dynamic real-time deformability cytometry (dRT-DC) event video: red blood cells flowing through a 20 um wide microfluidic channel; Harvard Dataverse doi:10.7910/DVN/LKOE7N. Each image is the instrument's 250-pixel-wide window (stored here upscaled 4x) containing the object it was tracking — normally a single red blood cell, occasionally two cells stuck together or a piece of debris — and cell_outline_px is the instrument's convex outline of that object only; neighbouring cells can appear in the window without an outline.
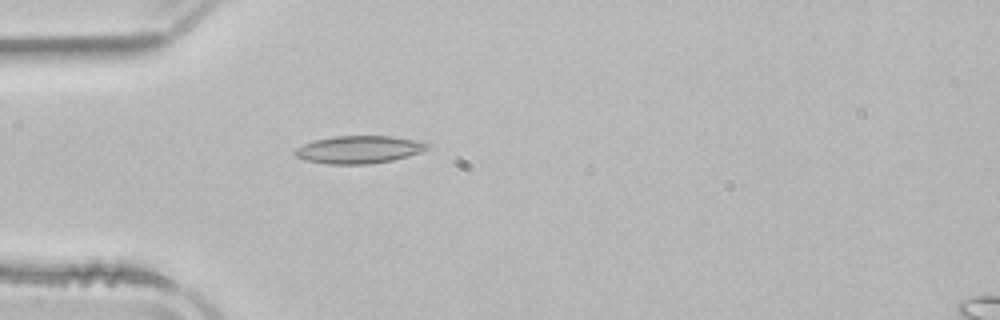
{"species": "common noctule bat (a hibernating species)", "species_latin": "Nyctalus noctula", "temperature_condition": "room temperature", "stored_images_in_passage": 47, "camera_frame_rate_fps": 3000, "um_per_image_px": 0.085, "animal": {"sex": "male", "body_mass_g": 21.5, "forearm_length_mm": 52.0}, "frame": {"image": 1, "passage_image": 10, "time_ms": 3.0, "image_size_px": [1000, 320], "cell_outline_px": [[432, 144], [428, 148], [420, 152], [408, 156], [392, 160], [368, 164], [328, 164], [304, 160], [296, 156], [292, 152], [296, 148], [312, 140], [332, 136], [392, 136], [416, 140]], "centroid_in_image_um": [30.49, 12.71], "position_along_channel_um": 54.5, "area_um2": 21.44}}
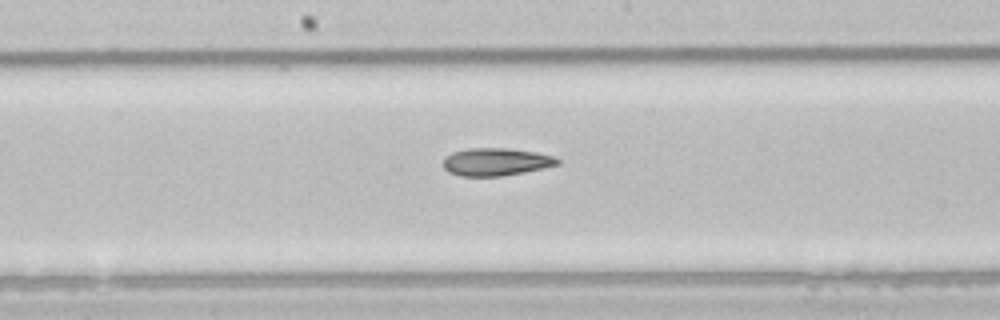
{"frame": {"image": 2, "passage_image": 22, "time_ms": 7.0, "image_size_px": [1000, 320], "cell_outline_px": [[560, 164], [524, 172], [500, 176], [460, 176], [448, 172], [444, 168], [444, 160], [452, 152], [468, 148], [508, 148], [536, 152], [552, 156], [560, 160]], "centroid_in_image_um": [42.15, 13.75], "position_along_channel_um": 206.0, "area_um2": 18.32}}
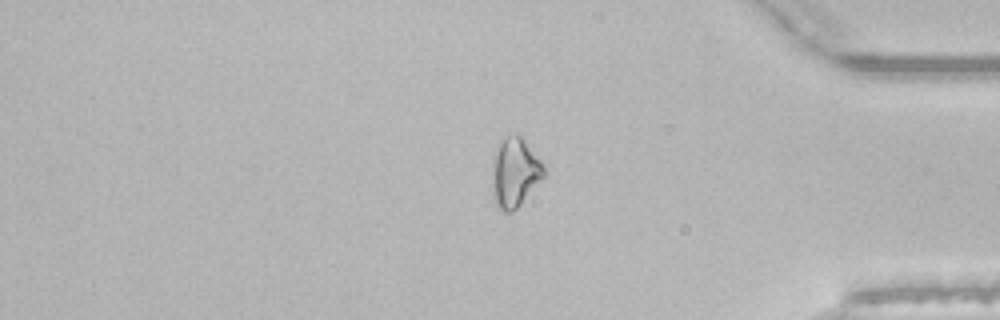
{"frame": {"image": 3, "passage_image": 38, "time_ms": 12.333, "image_size_px": [1000, 320], "cell_outline_px": [[544, 176], [520, 204], [512, 212], [504, 212], [496, 208], [492, 196], [492, 172], [496, 152], [500, 140], [508, 136], [520, 136], [524, 140], [544, 164]], "centroid_in_image_um": [43.74, 14.71], "position_along_channel_um": 391.5, "area_um2": 20.58}, "authors_computed_cell_mechanics": {"area_um2": 19.652, "velocity_mm_per_s": 3.9443, "shape_relaxation_time_tau1_ms": null, "shape_relaxation_time_tau2_ms": 10.2974, "deformation_change_tau1": null, "deformation_change_tau2": 0.2323}}